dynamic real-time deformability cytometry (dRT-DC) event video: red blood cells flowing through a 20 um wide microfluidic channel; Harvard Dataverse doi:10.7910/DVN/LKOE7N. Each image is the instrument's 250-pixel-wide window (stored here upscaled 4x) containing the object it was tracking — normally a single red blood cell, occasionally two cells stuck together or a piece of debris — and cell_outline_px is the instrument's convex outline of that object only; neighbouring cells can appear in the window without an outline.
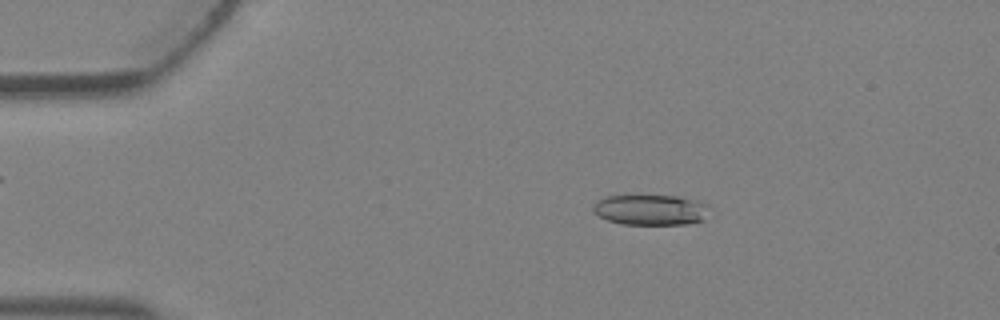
{"species": "Egyptian fruit bat (a non-hibernating species)", "species_latin": "Rousettus aegyptiacus", "temperature_condition": "warm", "stored_images_in_passage": 3, "camera_frame_rate_fps": 3000, "um_per_image_px": 0.085, "animal": {"sex": "female"}, "frame": {"image": 1, "passage_image": 2, "time_ms": 0.333, "image_size_px": [1000, 320], "cell_outline_px": [[708, 204], [704, 220], [688, 224], [620, 224], [608, 220], [592, 212], [592, 204], [604, 196], [676, 196], [696, 200]], "centroid_in_image_um": [55.26, 17.84], "position_along_channel_um": 29.7, "area_um2": 20.63}}